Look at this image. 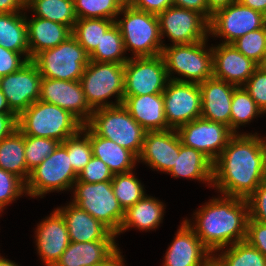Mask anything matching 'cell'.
I'll list each match as a JSON object with an SVG mask.
<instances>
[{
  "label": "cell",
  "mask_w": 266,
  "mask_h": 266,
  "mask_svg": "<svg viewBox=\"0 0 266 266\" xmlns=\"http://www.w3.org/2000/svg\"><path fill=\"white\" fill-rule=\"evenodd\" d=\"M263 181L260 137L237 132L213 163V187L222 195L248 199Z\"/></svg>",
  "instance_id": "obj_1"
},
{
  "label": "cell",
  "mask_w": 266,
  "mask_h": 266,
  "mask_svg": "<svg viewBox=\"0 0 266 266\" xmlns=\"http://www.w3.org/2000/svg\"><path fill=\"white\" fill-rule=\"evenodd\" d=\"M195 216L196 225L191 226L187 219L185 221L211 253L246 239L249 220L247 199L231 196L213 198Z\"/></svg>",
  "instance_id": "obj_2"
},
{
  "label": "cell",
  "mask_w": 266,
  "mask_h": 266,
  "mask_svg": "<svg viewBox=\"0 0 266 266\" xmlns=\"http://www.w3.org/2000/svg\"><path fill=\"white\" fill-rule=\"evenodd\" d=\"M83 125L70 111L40 100L17 116V128L24 135L56 139L61 143L81 131Z\"/></svg>",
  "instance_id": "obj_3"
},
{
  "label": "cell",
  "mask_w": 266,
  "mask_h": 266,
  "mask_svg": "<svg viewBox=\"0 0 266 266\" xmlns=\"http://www.w3.org/2000/svg\"><path fill=\"white\" fill-rule=\"evenodd\" d=\"M86 125L97 136L112 140L139 157L146 130L132 118L122 104L93 110Z\"/></svg>",
  "instance_id": "obj_4"
},
{
  "label": "cell",
  "mask_w": 266,
  "mask_h": 266,
  "mask_svg": "<svg viewBox=\"0 0 266 266\" xmlns=\"http://www.w3.org/2000/svg\"><path fill=\"white\" fill-rule=\"evenodd\" d=\"M120 13L124 19L116 20L125 50L132 51L134 57H153L161 55V41L157 15L135 9L131 5H123Z\"/></svg>",
  "instance_id": "obj_5"
},
{
  "label": "cell",
  "mask_w": 266,
  "mask_h": 266,
  "mask_svg": "<svg viewBox=\"0 0 266 266\" xmlns=\"http://www.w3.org/2000/svg\"><path fill=\"white\" fill-rule=\"evenodd\" d=\"M206 41L207 39L191 44L163 45L161 55L170 80L199 84L213 78L212 48L207 52L204 48L206 47ZM172 71L188 79L171 78Z\"/></svg>",
  "instance_id": "obj_6"
},
{
  "label": "cell",
  "mask_w": 266,
  "mask_h": 266,
  "mask_svg": "<svg viewBox=\"0 0 266 266\" xmlns=\"http://www.w3.org/2000/svg\"><path fill=\"white\" fill-rule=\"evenodd\" d=\"M80 83L92 110L120 105L124 97V64L89 61ZM115 94L116 104L106 101Z\"/></svg>",
  "instance_id": "obj_7"
},
{
  "label": "cell",
  "mask_w": 266,
  "mask_h": 266,
  "mask_svg": "<svg viewBox=\"0 0 266 266\" xmlns=\"http://www.w3.org/2000/svg\"><path fill=\"white\" fill-rule=\"evenodd\" d=\"M32 61L44 78L80 81L89 55L71 35L58 46L38 53Z\"/></svg>",
  "instance_id": "obj_8"
},
{
  "label": "cell",
  "mask_w": 266,
  "mask_h": 266,
  "mask_svg": "<svg viewBox=\"0 0 266 266\" xmlns=\"http://www.w3.org/2000/svg\"><path fill=\"white\" fill-rule=\"evenodd\" d=\"M73 204L85 210L115 235L119 232L125 211L115 197L111 181L75 182Z\"/></svg>",
  "instance_id": "obj_9"
},
{
  "label": "cell",
  "mask_w": 266,
  "mask_h": 266,
  "mask_svg": "<svg viewBox=\"0 0 266 266\" xmlns=\"http://www.w3.org/2000/svg\"><path fill=\"white\" fill-rule=\"evenodd\" d=\"M78 174L74 171L67 148L60 143L55 151L30 172L26 194L42 196L51 191L73 188ZM71 187V188H70Z\"/></svg>",
  "instance_id": "obj_10"
},
{
  "label": "cell",
  "mask_w": 266,
  "mask_h": 266,
  "mask_svg": "<svg viewBox=\"0 0 266 266\" xmlns=\"http://www.w3.org/2000/svg\"><path fill=\"white\" fill-rule=\"evenodd\" d=\"M169 80L162 55L131 57L124 64V96L163 93Z\"/></svg>",
  "instance_id": "obj_11"
},
{
  "label": "cell",
  "mask_w": 266,
  "mask_h": 266,
  "mask_svg": "<svg viewBox=\"0 0 266 266\" xmlns=\"http://www.w3.org/2000/svg\"><path fill=\"white\" fill-rule=\"evenodd\" d=\"M176 131L183 145L202 152L213 163L234 135L229 126L202 117L179 126Z\"/></svg>",
  "instance_id": "obj_12"
},
{
  "label": "cell",
  "mask_w": 266,
  "mask_h": 266,
  "mask_svg": "<svg viewBox=\"0 0 266 266\" xmlns=\"http://www.w3.org/2000/svg\"><path fill=\"white\" fill-rule=\"evenodd\" d=\"M266 16L239 1L215 12L209 20V34L224 37L225 44H232L246 33L262 28Z\"/></svg>",
  "instance_id": "obj_13"
},
{
  "label": "cell",
  "mask_w": 266,
  "mask_h": 266,
  "mask_svg": "<svg viewBox=\"0 0 266 266\" xmlns=\"http://www.w3.org/2000/svg\"><path fill=\"white\" fill-rule=\"evenodd\" d=\"M157 17L161 38L166 34L173 44H191L208 37L209 21L196 11L173 5Z\"/></svg>",
  "instance_id": "obj_14"
},
{
  "label": "cell",
  "mask_w": 266,
  "mask_h": 266,
  "mask_svg": "<svg viewBox=\"0 0 266 266\" xmlns=\"http://www.w3.org/2000/svg\"><path fill=\"white\" fill-rule=\"evenodd\" d=\"M163 98L165 117L171 129L201 117L202 100L198 83L169 80Z\"/></svg>",
  "instance_id": "obj_15"
},
{
  "label": "cell",
  "mask_w": 266,
  "mask_h": 266,
  "mask_svg": "<svg viewBox=\"0 0 266 266\" xmlns=\"http://www.w3.org/2000/svg\"><path fill=\"white\" fill-rule=\"evenodd\" d=\"M41 80L38 67L32 60L14 73L0 77V89L17 116L39 100Z\"/></svg>",
  "instance_id": "obj_16"
},
{
  "label": "cell",
  "mask_w": 266,
  "mask_h": 266,
  "mask_svg": "<svg viewBox=\"0 0 266 266\" xmlns=\"http://www.w3.org/2000/svg\"><path fill=\"white\" fill-rule=\"evenodd\" d=\"M39 100L70 111L83 124L90 120L93 113L85 99L80 81L42 77Z\"/></svg>",
  "instance_id": "obj_17"
},
{
  "label": "cell",
  "mask_w": 266,
  "mask_h": 266,
  "mask_svg": "<svg viewBox=\"0 0 266 266\" xmlns=\"http://www.w3.org/2000/svg\"><path fill=\"white\" fill-rule=\"evenodd\" d=\"M213 78L237 87L244 86L258 65L240 53L233 44L212 47Z\"/></svg>",
  "instance_id": "obj_18"
},
{
  "label": "cell",
  "mask_w": 266,
  "mask_h": 266,
  "mask_svg": "<svg viewBox=\"0 0 266 266\" xmlns=\"http://www.w3.org/2000/svg\"><path fill=\"white\" fill-rule=\"evenodd\" d=\"M176 129L165 131H146L143 148L138 160L158 171H169L179 156L181 140Z\"/></svg>",
  "instance_id": "obj_19"
},
{
  "label": "cell",
  "mask_w": 266,
  "mask_h": 266,
  "mask_svg": "<svg viewBox=\"0 0 266 266\" xmlns=\"http://www.w3.org/2000/svg\"><path fill=\"white\" fill-rule=\"evenodd\" d=\"M168 248L163 266H208L214 258L184 220Z\"/></svg>",
  "instance_id": "obj_20"
},
{
  "label": "cell",
  "mask_w": 266,
  "mask_h": 266,
  "mask_svg": "<svg viewBox=\"0 0 266 266\" xmlns=\"http://www.w3.org/2000/svg\"><path fill=\"white\" fill-rule=\"evenodd\" d=\"M38 253L46 266H54L70 244L64 218L57 211L44 219L36 229Z\"/></svg>",
  "instance_id": "obj_21"
},
{
  "label": "cell",
  "mask_w": 266,
  "mask_h": 266,
  "mask_svg": "<svg viewBox=\"0 0 266 266\" xmlns=\"http://www.w3.org/2000/svg\"><path fill=\"white\" fill-rule=\"evenodd\" d=\"M236 87L215 78L199 83L202 100L201 117L223 123L230 128L232 96Z\"/></svg>",
  "instance_id": "obj_22"
},
{
  "label": "cell",
  "mask_w": 266,
  "mask_h": 266,
  "mask_svg": "<svg viewBox=\"0 0 266 266\" xmlns=\"http://www.w3.org/2000/svg\"><path fill=\"white\" fill-rule=\"evenodd\" d=\"M56 210L64 218L70 242L115 240L117 237L100 221L73 203Z\"/></svg>",
  "instance_id": "obj_23"
},
{
  "label": "cell",
  "mask_w": 266,
  "mask_h": 266,
  "mask_svg": "<svg viewBox=\"0 0 266 266\" xmlns=\"http://www.w3.org/2000/svg\"><path fill=\"white\" fill-rule=\"evenodd\" d=\"M122 105L146 131L171 129L165 117L163 93L124 96Z\"/></svg>",
  "instance_id": "obj_24"
},
{
  "label": "cell",
  "mask_w": 266,
  "mask_h": 266,
  "mask_svg": "<svg viewBox=\"0 0 266 266\" xmlns=\"http://www.w3.org/2000/svg\"><path fill=\"white\" fill-rule=\"evenodd\" d=\"M27 40L30 60L38 53L54 48L72 35V30L61 23L33 17L27 20Z\"/></svg>",
  "instance_id": "obj_25"
},
{
  "label": "cell",
  "mask_w": 266,
  "mask_h": 266,
  "mask_svg": "<svg viewBox=\"0 0 266 266\" xmlns=\"http://www.w3.org/2000/svg\"><path fill=\"white\" fill-rule=\"evenodd\" d=\"M116 248L115 240L70 242L54 266H96Z\"/></svg>",
  "instance_id": "obj_26"
},
{
  "label": "cell",
  "mask_w": 266,
  "mask_h": 266,
  "mask_svg": "<svg viewBox=\"0 0 266 266\" xmlns=\"http://www.w3.org/2000/svg\"><path fill=\"white\" fill-rule=\"evenodd\" d=\"M89 139L93 156L103 161L113 175L132 171L136 161H138V158L131 151L112 140L97 136L90 128Z\"/></svg>",
  "instance_id": "obj_27"
},
{
  "label": "cell",
  "mask_w": 266,
  "mask_h": 266,
  "mask_svg": "<svg viewBox=\"0 0 266 266\" xmlns=\"http://www.w3.org/2000/svg\"><path fill=\"white\" fill-rule=\"evenodd\" d=\"M169 174L174 178L197 179L212 184L213 162L202 152L181 144L179 156H176L175 165Z\"/></svg>",
  "instance_id": "obj_28"
},
{
  "label": "cell",
  "mask_w": 266,
  "mask_h": 266,
  "mask_svg": "<svg viewBox=\"0 0 266 266\" xmlns=\"http://www.w3.org/2000/svg\"><path fill=\"white\" fill-rule=\"evenodd\" d=\"M163 210L164 205L162 202L145 195L125 211L123 222L116 235L130 227H137L143 231L157 228L163 218Z\"/></svg>",
  "instance_id": "obj_29"
},
{
  "label": "cell",
  "mask_w": 266,
  "mask_h": 266,
  "mask_svg": "<svg viewBox=\"0 0 266 266\" xmlns=\"http://www.w3.org/2000/svg\"><path fill=\"white\" fill-rule=\"evenodd\" d=\"M19 13L22 12L0 13V45L5 49L21 53L29 61L26 16Z\"/></svg>",
  "instance_id": "obj_30"
},
{
  "label": "cell",
  "mask_w": 266,
  "mask_h": 266,
  "mask_svg": "<svg viewBox=\"0 0 266 266\" xmlns=\"http://www.w3.org/2000/svg\"><path fill=\"white\" fill-rule=\"evenodd\" d=\"M25 135L17 128L0 141V168L27 182Z\"/></svg>",
  "instance_id": "obj_31"
},
{
  "label": "cell",
  "mask_w": 266,
  "mask_h": 266,
  "mask_svg": "<svg viewBox=\"0 0 266 266\" xmlns=\"http://www.w3.org/2000/svg\"><path fill=\"white\" fill-rule=\"evenodd\" d=\"M26 8L33 9L36 17L61 23L71 30L77 21L73 0H27Z\"/></svg>",
  "instance_id": "obj_32"
},
{
  "label": "cell",
  "mask_w": 266,
  "mask_h": 266,
  "mask_svg": "<svg viewBox=\"0 0 266 266\" xmlns=\"http://www.w3.org/2000/svg\"><path fill=\"white\" fill-rule=\"evenodd\" d=\"M115 23V20L102 18L77 19L72 35L90 56L100 44L103 34Z\"/></svg>",
  "instance_id": "obj_33"
},
{
  "label": "cell",
  "mask_w": 266,
  "mask_h": 266,
  "mask_svg": "<svg viewBox=\"0 0 266 266\" xmlns=\"http://www.w3.org/2000/svg\"><path fill=\"white\" fill-rule=\"evenodd\" d=\"M119 27L114 23L102 36L100 44L89 56L90 61L125 64L128 57Z\"/></svg>",
  "instance_id": "obj_34"
},
{
  "label": "cell",
  "mask_w": 266,
  "mask_h": 266,
  "mask_svg": "<svg viewBox=\"0 0 266 266\" xmlns=\"http://www.w3.org/2000/svg\"><path fill=\"white\" fill-rule=\"evenodd\" d=\"M214 259L221 266H266V257L246 240L237 242Z\"/></svg>",
  "instance_id": "obj_35"
},
{
  "label": "cell",
  "mask_w": 266,
  "mask_h": 266,
  "mask_svg": "<svg viewBox=\"0 0 266 266\" xmlns=\"http://www.w3.org/2000/svg\"><path fill=\"white\" fill-rule=\"evenodd\" d=\"M262 110L257 106L255 101L250 97L249 92L244 86L234 89L231 103V120L230 130L236 134L239 125H244L262 114Z\"/></svg>",
  "instance_id": "obj_36"
},
{
  "label": "cell",
  "mask_w": 266,
  "mask_h": 266,
  "mask_svg": "<svg viewBox=\"0 0 266 266\" xmlns=\"http://www.w3.org/2000/svg\"><path fill=\"white\" fill-rule=\"evenodd\" d=\"M115 197L126 211L145 196L144 187L132 171L115 174L111 180Z\"/></svg>",
  "instance_id": "obj_37"
},
{
  "label": "cell",
  "mask_w": 266,
  "mask_h": 266,
  "mask_svg": "<svg viewBox=\"0 0 266 266\" xmlns=\"http://www.w3.org/2000/svg\"><path fill=\"white\" fill-rule=\"evenodd\" d=\"M77 19L102 18L116 21L123 7L119 0H73Z\"/></svg>",
  "instance_id": "obj_38"
},
{
  "label": "cell",
  "mask_w": 266,
  "mask_h": 266,
  "mask_svg": "<svg viewBox=\"0 0 266 266\" xmlns=\"http://www.w3.org/2000/svg\"><path fill=\"white\" fill-rule=\"evenodd\" d=\"M82 133H84V137H81ZM63 144L67 148L72 167L78 174L89 163V160L93 156L92 145L89 139V127L84 124L81 131L68 137Z\"/></svg>",
  "instance_id": "obj_39"
},
{
  "label": "cell",
  "mask_w": 266,
  "mask_h": 266,
  "mask_svg": "<svg viewBox=\"0 0 266 266\" xmlns=\"http://www.w3.org/2000/svg\"><path fill=\"white\" fill-rule=\"evenodd\" d=\"M60 143L56 139L25 135L24 155L27 166V181L30 172L52 154Z\"/></svg>",
  "instance_id": "obj_40"
},
{
  "label": "cell",
  "mask_w": 266,
  "mask_h": 266,
  "mask_svg": "<svg viewBox=\"0 0 266 266\" xmlns=\"http://www.w3.org/2000/svg\"><path fill=\"white\" fill-rule=\"evenodd\" d=\"M232 44L240 53L258 65L266 53V24L239 37Z\"/></svg>",
  "instance_id": "obj_41"
},
{
  "label": "cell",
  "mask_w": 266,
  "mask_h": 266,
  "mask_svg": "<svg viewBox=\"0 0 266 266\" xmlns=\"http://www.w3.org/2000/svg\"><path fill=\"white\" fill-rule=\"evenodd\" d=\"M26 192V183L13 173L0 168V212Z\"/></svg>",
  "instance_id": "obj_42"
},
{
  "label": "cell",
  "mask_w": 266,
  "mask_h": 266,
  "mask_svg": "<svg viewBox=\"0 0 266 266\" xmlns=\"http://www.w3.org/2000/svg\"><path fill=\"white\" fill-rule=\"evenodd\" d=\"M113 173L100 159L92 156L89 163L78 173L76 182L98 183L111 181Z\"/></svg>",
  "instance_id": "obj_43"
},
{
  "label": "cell",
  "mask_w": 266,
  "mask_h": 266,
  "mask_svg": "<svg viewBox=\"0 0 266 266\" xmlns=\"http://www.w3.org/2000/svg\"><path fill=\"white\" fill-rule=\"evenodd\" d=\"M244 88L262 112L266 113V71L257 67L253 75L247 80Z\"/></svg>",
  "instance_id": "obj_44"
},
{
  "label": "cell",
  "mask_w": 266,
  "mask_h": 266,
  "mask_svg": "<svg viewBox=\"0 0 266 266\" xmlns=\"http://www.w3.org/2000/svg\"><path fill=\"white\" fill-rule=\"evenodd\" d=\"M249 218L266 224V181H263L247 199Z\"/></svg>",
  "instance_id": "obj_45"
},
{
  "label": "cell",
  "mask_w": 266,
  "mask_h": 266,
  "mask_svg": "<svg viewBox=\"0 0 266 266\" xmlns=\"http://www.w3.org/2000/svg\"><path fill=\"white\" fill-rule=\"evenodd\" d=\"M245 240L266 257V224L265 223L254 221L251 218H249Z\"/></svg>",
  "instance_id": "obj_46"
},
{
  "label": "cell",
  "mask_w": 266,
  "mask_h": 266,
  "mask_svg": "<svg viewBox=\"0 0 266 266\" xmlns=\"http://www.w3.org/2000/svg\"><path fill=\"white\" fill-rule=\"evenodd\" d=\"M21 55L0 45V77L14 73L28 62L25 57L21 60Z\"/></svg>",
  "instance_id": "obj_47"
},
{
  "label": "cell",
  "mask_w": 266,
  "mask_h": 266,
  "mask_svg": "<svg viewBox=\"0 0 266 266\" xmlns=\"http://www.w3.org/2000/svg\"><path fill=\"white\" fill-rule=\"evenodd\" d=\"M131 6L135 9L158 15L173 6V0H133Z\"/></svg>",
  "instance_id": "obj_48"
},
{
  "label": "cell",
  "mask_w": 266,
  "mask_h": 266,
  "mask_svg": "<svg viewBox=\"0 0 266 266\" xmlns=\"http://www.w3.org/2000/svg\"><path fill=\"white\" fill-rule=\"evenodd\" d=\"M17 129V115L15 113H0V141Z\"/></svg>",
  "instance_id": "obj_49"
},
{
  "label": "cell",
  "mask_w": 266,
  "mask_h": 266,
  "mask_svg": "<svg viewBox=\"0 0 266 266\" xmlns=\"http://www.w3.org/2000/svg\"><path fill=\"white\" fill-rule=\"evenodd\" d=\"M173 5L201 13L208 20V6L206 0H173Z\"/></svg>",
  "instance_id": "obj_50"
},
{
  "label": "cell",
  "mask_w": 266,
  "mask_h": 266,
  "mask_svg": "<svg viewBox=\"0 0 266 266\" xmlns=\"http://www.w3.org/2000/svg\"><path fill=\"white\" fill-rule=\"evenodd\" d=\"M24 8V0H0V13H15Z\"/></svg>",
  "instance_id": "obj_51"
},
{
  "label": "cell",
  "mask_w": 266,
  "mask_h": 266,
  "mask_svg": "<svg viewBox=\"0 0 266 266\" xmlns=\"http://www.w3.org/2000/svg\"><path fill=\"white\" fill-rule=\"evenodd\" d=\"M234 1L236 0H206L208 6V21L215 12L229 6Z\"/></svg>",
  "instance_id": "obj_52"
},
{
  "label": "cell",
  "mask_w": 266,
  "mask_h": 266,
  "mask_svg": "<svg viewBox=\"0 0 266 266\" xmlns=\"http://www.w3.org/2000/svg\"><path fill=\"white\" fill-rule=\"evenodd\" d=\"M122 257L121 252L116 248L107 258L99 263V266H124Z\"/></svg>",
  "instance_id": "obj_53"
},
{
  "label": "cell",
  "mask_w": 266,
  "mask_h": 266,
  "mask_svg": "<svg viewBox=\"0 0 266 266\" xmlns=\"http://www.w3.org/2000/svg\"><path fill=\"white\" fill-rule=\"evenodd\" d=\"M244 6L258 11L266 16V0H237Z\"/></svg>",
  "instance_id": "obj_54"
},
{
  "label": "cell",
  "mask_w": 266,
  "mask_h": 266,
  "mask_svg": "<svg viewBox=\"0 0 266 266\" xmlns=\"http://www.w3.org/2000/svg\"><path fill=\"white\" fill-rule=\"evenodd\" d=\"M260 148L262 155L263 176L266 181V140L264 138H260Z\"/></svg>",
  "instance_id": "obj_55"
},
{
  "label": "cell",
  "mask_w": 266,
  "mask_h": 266,
  "mask_svg": "<svg viewBox=\"0 0 266 266\" xmlns=\"http://www.w3.org/2000/svg\"><path fill=\"white\" fill-rule=\"evenodd\" d=\"M0 113H14L10 109L6 97L4 96L1 89H0Z\"/></svg>",
  "instance_id": "obj_56"
},
{
  "label": "cell",
  "mask_w": 266,
  "mask_h": 266,
  "mask_svg": "<svg viewBox=\"0 0 266 266\" xmlns=\"http://www.w3.org/2000/svg\"><path fill=\"white\" fill-rule=\"evenodd\" d=\"M0 266H19L15 264L13 261L4 259L0 256Z\"/></svg>",
  "instance_id": "obj_57"
},
{
  "label": "cell",
  "mask_w": 266,
  "mask_h": 266,
  "mask_svg": "<svg viewBox=\"0 0 266 266\" xmlns=\"http://www.w3.org/2000/svg\"><path fill=\"white\" fill-rule=\"evenodd\" d=\"M258 67L263 70L266 71V53L264 54V56L262 57V60L260 61V63L258 64Z\"/></svg>",
  "instance_id": "obj_58"
},
{
  "label": "cell",
  "mask_w": 266,
  "mask_h": 266,
  "mask_svg": "<svg viewBox=\"0 0 266 266\" xmlns=\"http://www.w3.org/2000/svg\"><path fill=\"white\" fill-rule=\"evenodd\" d=\"M208 266H221L214 258L208 263Z\"/></svg>",
  "instance_id": "obj_59"
},
{
  "label": "cell",
  "mask_w": 266,
  "mask_h": 266,
  "mask_svg": "<svg viewBox=\"0 0 266 266\" xmlns=\"http://www.w3.org/2000/svg\"><path fill=\"white\" fill-rule=\"evenodd\" d=\"M122 5H131L133 0H119Z\"/></svg>",
  "instance_id": "obj_60"
}]
</instances>
